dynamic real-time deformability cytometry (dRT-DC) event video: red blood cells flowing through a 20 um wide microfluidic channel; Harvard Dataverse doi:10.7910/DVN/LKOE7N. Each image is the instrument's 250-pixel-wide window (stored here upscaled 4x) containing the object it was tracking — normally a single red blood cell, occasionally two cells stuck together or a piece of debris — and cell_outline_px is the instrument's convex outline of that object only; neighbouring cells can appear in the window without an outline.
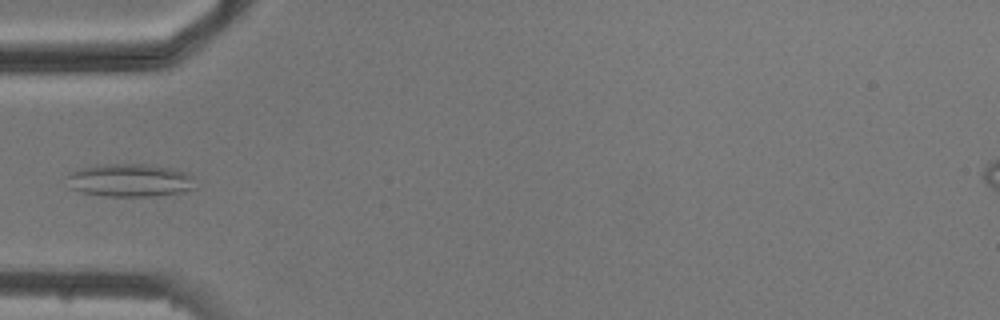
{"species": "common noctule bat (a hibernating species)", "species_latin": "Nyctalus noctula", "temperature_condition": "cold", "stored_images_in_passage": 5, "camera_frame_rate_fps": 3000, "um_per_image_px": 0.085, "animal": {"sex": "male", "body_mass_g": 20.5, "forearm_length_mm": 52.5}, "frame": {"image": 1, "passage_image": 4, "time_ms": 4.667, "image_size_px": [1000, 320], "cell_outline_px": [[196, 188], [184, 192], [156, 196], [104, 196], [80, 192], [72, 188], [68, 176], [68, 172], [80, 168], [96, 164], [148, 164], [176, 168], [188, 172], [192, 176]], "centroid_in_image_um": [11.1, 15.31], "position_along_channel_um": 73.9, "area_um2": 25.09}}